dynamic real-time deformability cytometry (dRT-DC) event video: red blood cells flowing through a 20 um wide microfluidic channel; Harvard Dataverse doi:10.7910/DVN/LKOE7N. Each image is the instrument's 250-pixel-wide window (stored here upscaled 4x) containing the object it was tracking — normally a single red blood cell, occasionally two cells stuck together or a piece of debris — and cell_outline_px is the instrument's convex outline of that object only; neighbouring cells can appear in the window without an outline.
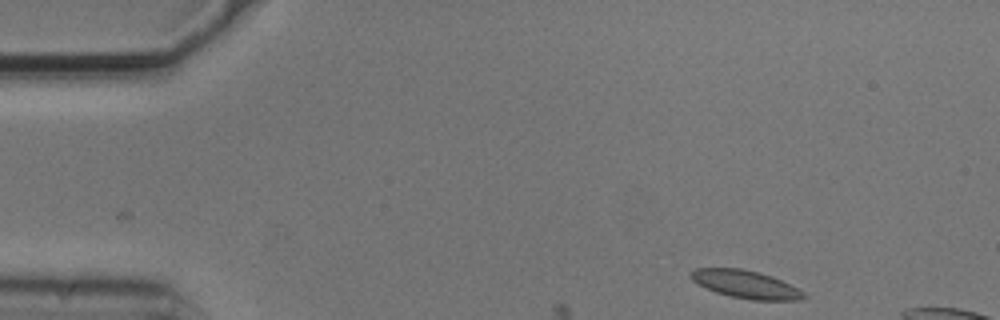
{"species": "common noctule bat (a hibernating species)", "species_latin": "Nyctalus noctula", "temperature_condition": "cold", "stored_images_in_passage": 3, "camera_frame_rate_fps": 3000, "um_per_image_px": 0.085, "animal": {"sex": "male", "body_mass_g": 20.5, "forearm_length_mm": 52.5}, "frame": {"image": 1, "passage_image": 1, "time_ms": 0.0, "image_size_px": [1000, 320], "cell_outline_px": [[808, 296], [800, 300], [752, 300], [732, 296], [716, 292], [692, 280], [688, 272], [696, 268], [740, 268], [760, 272], [772, 276], [804, 292]], "centroid_in_image_um": [63.39, 24.16], "position_along_channel_um": 21.6, "area_um2": 18.15}}